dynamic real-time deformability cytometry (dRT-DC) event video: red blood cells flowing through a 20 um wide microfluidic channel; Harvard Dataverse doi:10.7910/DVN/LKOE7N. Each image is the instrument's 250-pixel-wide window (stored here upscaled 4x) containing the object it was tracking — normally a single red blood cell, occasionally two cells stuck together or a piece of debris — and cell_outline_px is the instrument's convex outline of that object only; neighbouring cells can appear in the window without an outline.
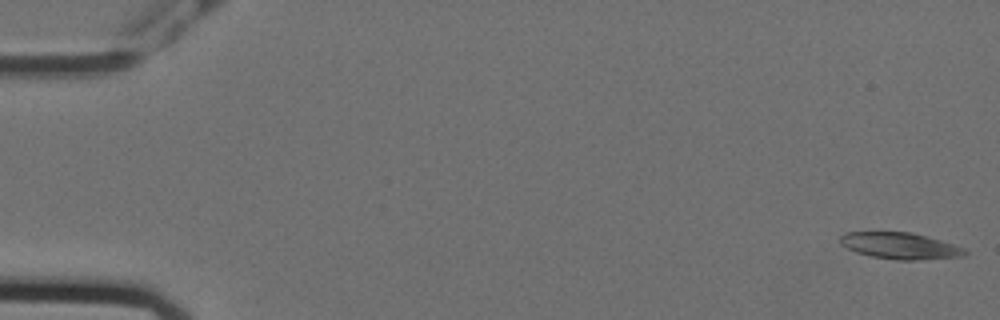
{"species": "Egyptian fruit bat (a non-hibernating species)", "species_latin": "Rousettus aegyptiacus", "temperature_condition": "cold", "stored_images_in_passage": 56, "camera_frame_rate_fps": 3000, "um_per_image_px": 0.085, "animal": {"sex": "female"}, "frame": {"image": 1, "passage_image": 1, "time_ms": 0.0, "image_size_px": [1000, 320], "cell_outline_px": [[968, 252], [964, 256], [920, 260], [896, 260], [872, 256], [856, 252], [840, 244], [840, 236], [844, 232], [912, 232], [940, 240], [964, 248]], "centroid_in_image_um": [76.5, 20.89], "position_along_channel_um": 8.5, "area_um2": 19.19}}
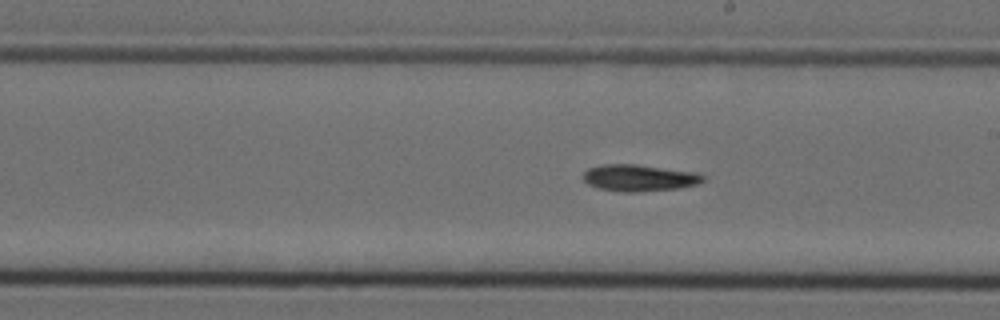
{"frame": {"image": 2, "passage_image": 32, "time_ms": 10.333, "image_size_px": [1000, 320], "cell_outline_px": [[704, 180], [700, 184], [680, 188], [640, 192], [620, 192], [600, 188], [588, 184], [584, 180], [584, 172], [588, 168], [600, 164], [636, 164], [696, 172], [704, 176]], "centroid_in_image_um": [54.35, 15.12], "position_along_channel_um": 234.6, "area_um2": 18.79}}
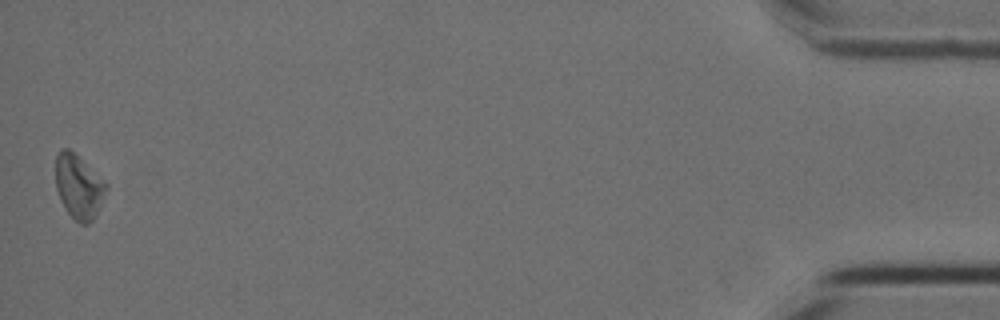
{"frame": {"image": 3, "passage_image": 56, "time_ms": 18.333, "image_size_px": [1000, 320], "cell_outline_px": [[108, 188], [92, 220], [88, 224], [80, 224], [68, 212], [56, 188], [56, 156], [60, 148], [68, 148], [108, 184]], "centroid_in_image_um": [6.69, 15.85], "position_along_channel_um": 428.5, "area_um2": 18.26}, "authors_computed_cell_mechanics": {"area_um2": 18.3804, "velocity_mm_per_s": 3.5522, "shape_relaxation_time_tau1_ms": 10.0191, "shape_relaxation_time_tau2_ms": null, "deformation_change_tau1": 0.1734, "deformation_change_tau2": null}}